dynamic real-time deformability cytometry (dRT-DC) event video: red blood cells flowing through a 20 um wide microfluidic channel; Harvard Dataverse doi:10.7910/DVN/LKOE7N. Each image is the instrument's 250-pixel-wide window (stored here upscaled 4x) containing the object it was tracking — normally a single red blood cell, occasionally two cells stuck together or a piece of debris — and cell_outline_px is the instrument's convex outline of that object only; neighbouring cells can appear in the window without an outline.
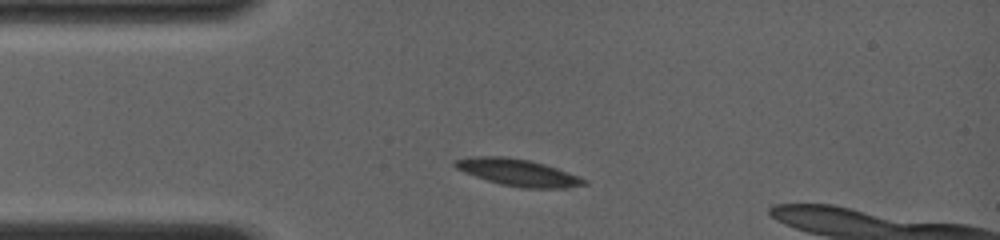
{"species": "common noctule bat (a hibernating species)", "species_latin": "Nyctalus noctula", "temperature_condition": "room temperature", "stored_images_in_passage": 4, "camera_frame_rate_fps": 4000, "um_per_image_px": 0.085, "animal": {"sex": "female", "body_mass_g": 19.0, "forearm_length_mm": 56.7}, "frame": {"image": 1, "passage_image": 1, "time_ms": 0.0, "image_size_px": [1000, 240], "cell_outline_px": [[588, 184], [568, 188], [520, 188], [500, 184], [464, 172], [456, 168], [452, 164], [452, 160], [468, 156], [504, 156], [528, 160], [544, 164], [580, 176], [588, 180]], "centroid_in_image_um": [44.02, 14.66], "position_along_channel_um": 41.0, "area_um2": 20.4}}
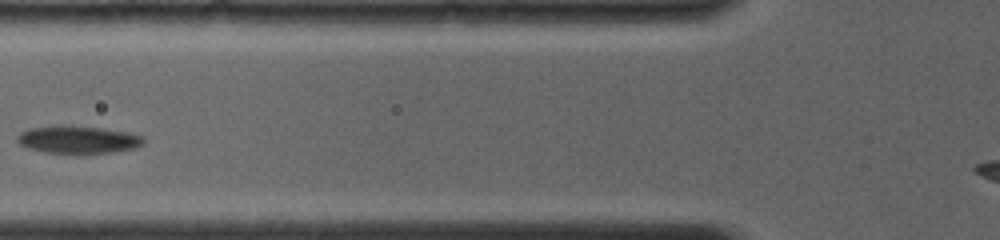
{"frame": {"image": 2, "passage_image": 3, "time_ms": 2.5, "image_size_px": [1000, 240], "cell_outline_px": [[144, 144], [132, 148], [112, 152], [44, 152], [28, 148], [20, 144], [16, 140], [16, 136], [20, 132], [28, 128], [60, 124], [64, 124], [100, 128], [128, 132], [140, 136], [144, 140]], "centroid_in_image_um": [6.55, 11.83], "position_along_channel_um": 119.2, "area_um2": 20.11}}
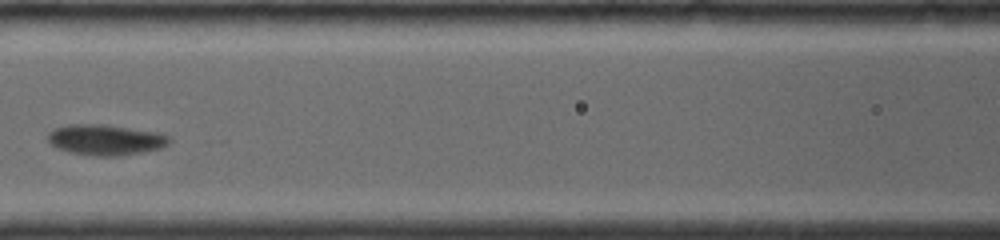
{"frame": {"image": 3, "passage_image": 4, "time_ms": 3.5, "image_size_px": [1000, 240], "cell_outline_px": [[172, 140], [168, 144], [160, 148], [140, 152], [116, 156], [96, 156], [72, 152], [56, 148], [48, 140], [48, 132], [52, 128], [68, 124], [108, 124], [156, 132], [168, 136]], "centroid_in_image_um": [8.94, 11.86], "position_along_channel_um": 157.7, "area_um2": 21.68}}